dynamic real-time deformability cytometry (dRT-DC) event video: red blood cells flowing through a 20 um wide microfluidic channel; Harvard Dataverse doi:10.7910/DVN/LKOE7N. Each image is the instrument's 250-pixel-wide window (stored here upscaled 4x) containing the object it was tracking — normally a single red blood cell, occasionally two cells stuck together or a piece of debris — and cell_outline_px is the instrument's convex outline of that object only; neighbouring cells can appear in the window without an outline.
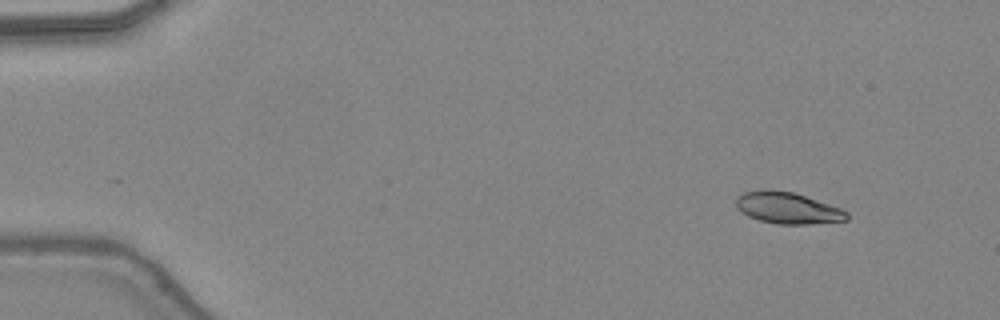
{"species": "common noctule bat (a hibernating species)", "species_latin": "Nyctalus noctula", "temperature_condition": "warm", "stored_images_in_passage": 44, "camera_frame_rate_fps": 3000, "um_per_image_px": 0.085, "animal": {"sex": "female", "body_mass_g": 24.6, "forearm_length_mm": 56.2}, "frame": {"image": 1, "passage_image": 2, "time_ms": 0.333, "image_size_px": [1000, 320], "cell_outline_px": [[848, 220], [808, 224], [776, 224], [760, 220], [748, 216], [740, 212], [736, 208], [736, 196], [744, 192], [764, 188], [792, 192], [840, 208], [848, 212]], "centroid_in_image_um": [66.89, 17.67], "position_along_channel_um": 18.1, "area_um2": 20.35}}
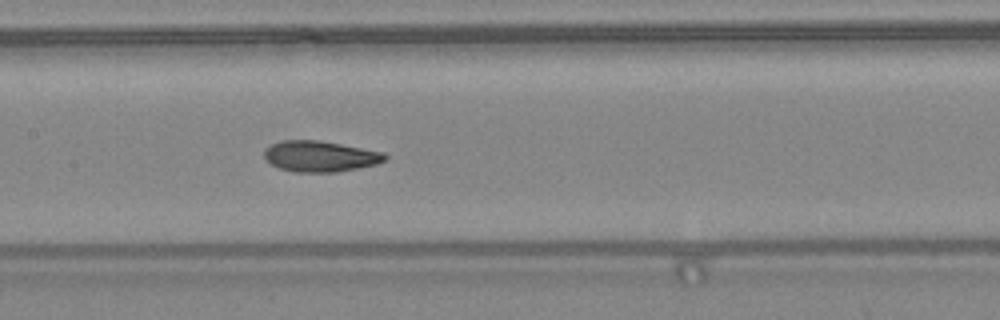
{"frame": {"image": 2, "passage_image": 21, "time_ms": 6.667, "image_size_px": [1000, 320], "cell_outline_px": [[388, 156], [384, 160], [376, 164], [360, 168], [336, 172], [296, 172], [280, 168], [272, 164], [264, 156], [264, 152], [272, 144], [280, 140], [320, 140], [384, 152]], "centroid_in_image_um": [27.24, 13.28], "position_along_channel_um": 180.2, "area_um2": 21.62}}
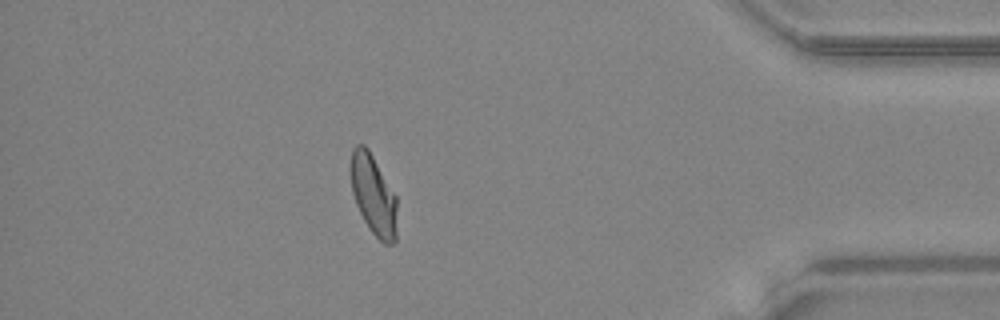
{"frame": {"image": 3, "passage_image": 39, "time_ms": 12.667, "image_size_px": [1000, 320], "cell_outline_px": [[396, 244], [384, 244], [368, 228], [356, 204], [352, 192], [348, 168], [352, 148], [356, 144], [364, 144], [368, 148], [396, 196]], "centroid_in_image_um": [31.7, 16.54], "position_along_channel_um": 403.5, "area_um2": 21.96}, "authors_computed_cell_mechanics": {"area_um2": 21.5883, "velocity_mm_per_s": 4.4114, "shape_relaxation_time_tau1_ms": 4.3642, "shape_relaxation_time_tau2_ms": 1.4848, "deformation_change_tau1": 0.169, "deformation_change_tau2": 0.0769}}